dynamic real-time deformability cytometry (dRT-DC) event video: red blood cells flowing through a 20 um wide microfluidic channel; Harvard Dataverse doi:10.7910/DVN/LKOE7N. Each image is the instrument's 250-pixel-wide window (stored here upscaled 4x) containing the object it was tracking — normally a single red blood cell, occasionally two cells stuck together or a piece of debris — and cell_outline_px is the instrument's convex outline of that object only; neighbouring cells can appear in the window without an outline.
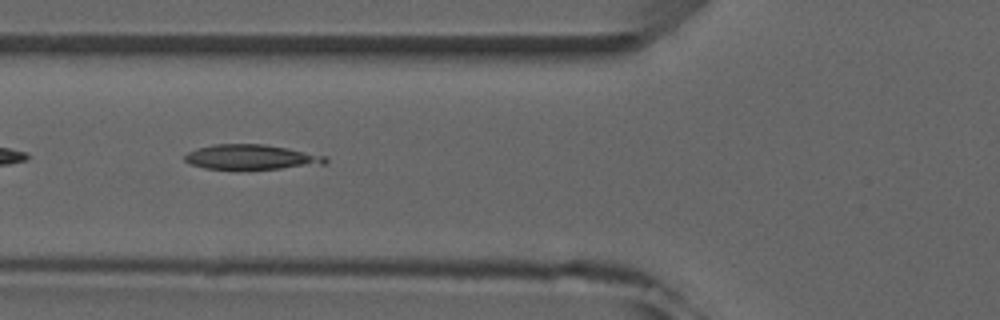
{"species": "common noctule bat (a hibernating species)", "species_latin": "Nyctalus noctula", "temperature_condition": "room temperature", "stored_images_in_passage": 3, "camera_frame_rate_fps": 3000, "um_per_image_px": 0.085, "animal": {"sex": "male", "forearm_length_mm": 52.5}, "frame": {"image": 1, "passage_image": 2, "time_ms": 1.333, "image_size_px": [1000, 320], "cell_outline_px": [[328, 160], [324, 164], [280, 168], [204, 168], [192, 164], [184, 160], [184, 156], [188, 152], [196, 148], [216, 144], [264, 144], [288, 148], [324, 156]], "centroid_in_image_um": [21.33, 13.33], "position_along_channel_um": 104.5, "area_um2": 19.88}}
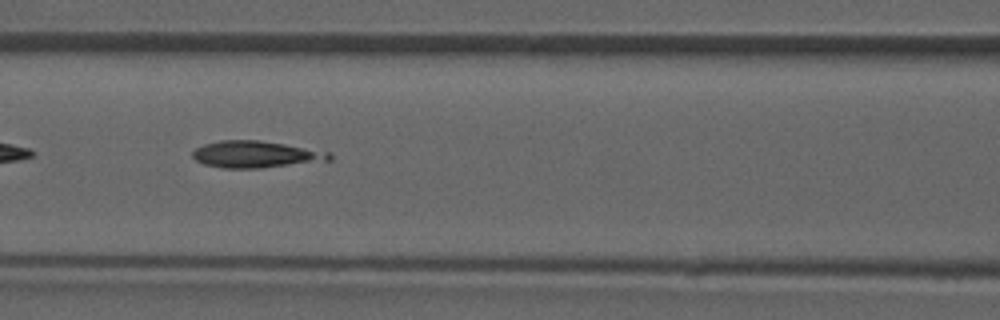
{"frame": {"image": 2, "passage_image": 3, "time_ms": 2.333, "image_size_px": [1000, 320], "cell_outline_px": [[332, 160], [260, 168], [224, 168], [204, 164], [196, 160], [192, 156], [192, 152], [196, 148], [204, 144], [220, 140], [260, 140], [332, 152]], "centroid_in_image_um": [21.75, 13.12], "position_along_channel_um": 144.8, "area_um2": 21.33}}